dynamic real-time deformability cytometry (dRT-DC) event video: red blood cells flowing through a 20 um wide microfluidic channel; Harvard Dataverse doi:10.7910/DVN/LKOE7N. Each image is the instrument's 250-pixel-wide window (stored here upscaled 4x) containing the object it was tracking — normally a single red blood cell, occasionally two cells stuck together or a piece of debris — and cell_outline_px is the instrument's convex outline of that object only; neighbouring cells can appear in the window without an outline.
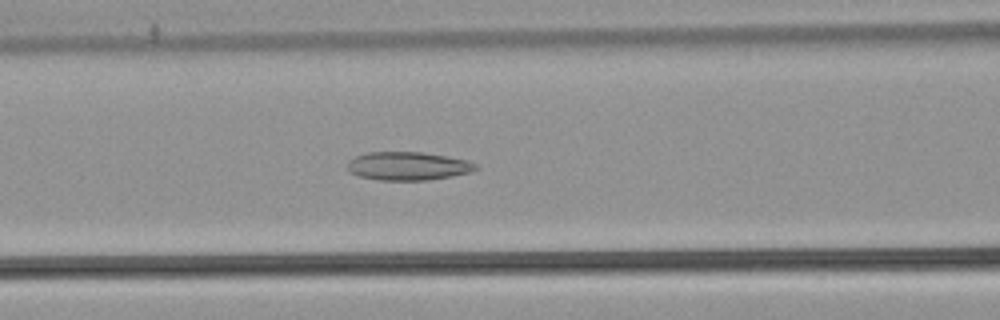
{"species": "common noctule bat (a hibernating species)", "species_latin": "Nyctalus noctula", "temperature_condition": "warm", "stored_images_in_passage": 53, "camera_frame_rate_fps": 3000, "um_per_image_px": 0.085, "animal": {"sex": "male", "body_mass_g": 21.5, "forearm_length_mm": 52.0}, "frame": {"image": 1, "passage_image": 23, "time_ms": 7.333, "image_size_px": [1000, 320], "cell_outline_px": [[480, 168], [472, 172], [452, 176], [428, 180], [380, 180], [360, 176], [348, 172], [348, 160], [356, 156], [368, 152], [420, 152], [468, 160], [476, 164]], "centroid_in_image_um": [34.69, 14.12], "position_along_channel_um": 131.9, "area_um2": 21.21}}
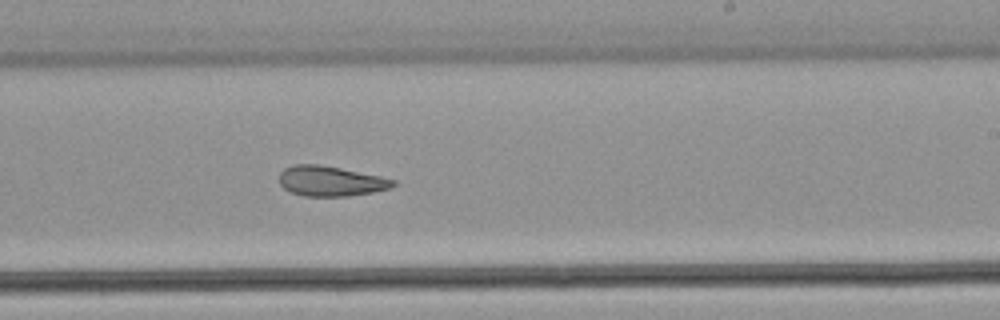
{"frame": {"image": 2, "passage_image": 33, "time_ms": 10.667, "image_size_px": [1000, 320], "cell_outline_px": [[396, 184], [392, 188], [372, 192], [348, 196], [304, 196], [292, 192], [284, 188], [280, 184], [280, 172], [284, 168], [292, 164], [320, 164], [380, 176], [396, 180]], "centroid_in_image_um": [28.11, 15.39], "position_along_channel_um": 260.9, "area_um2": 20.0}}
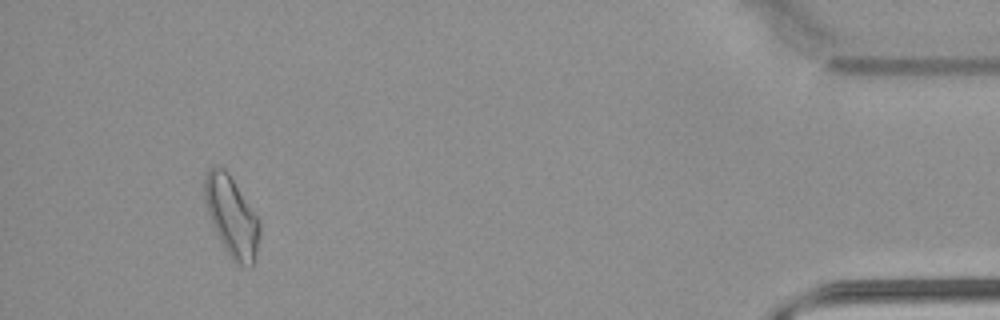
{"frame": {"image": 3, "passage_image": 50, "time_ms": 16.333, "image_size_px": [1000, 320], "cell_outline_px": [[260, 232], [256, 252], [252, 268], [236, 264], [232, 260], [224, 248], [216, 232], [208, 212], [204, 200], [204, 176], [208, 168], [216, 164], [224, 168], [228, 172], [260, 220]], "centroid_in_image_um": [19.68, 18.38], "position_along_channel_um": 415.5, "area_um2": 25.78}, "authors_computed_cell_mechanics": {"area_um2": 22.7154, "velocity_mm_per_s": 3.8878, "shape_relaxation_time_tau1_ms": null, "shape_relaxation_time_tau2_ms": 4.4914, "deformation_change_tau1": null, "deformation_change_tau2": 0.1285}}